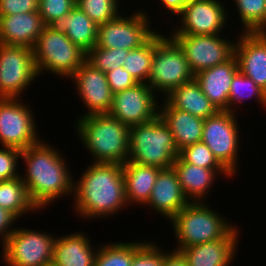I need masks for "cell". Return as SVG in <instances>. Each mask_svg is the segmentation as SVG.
<instances>
[{"mask_svg": "<svg viewBox=\"0 0 266 266\" xmlns=\"http://www.w3.org/2000/svg\"><path fill=\"white\" fill-rule=\"evenodd\" d=\"M44 142L41 139L21 151V160L26 165L25 175L21 178L39 211L62 196L74 194V178L62 152Z\"/></svg>", "mask_w": 266, "mask_h": 266, "instance_id": "6da1fadb", "label": "cell"}, {"mask_svg": "<svg viewBox=\"0 0 266 266\" xmlns=\"http://www.w3.org/2000/svg\"><path fill=\"white\" fill-rule=\"evenodd\" d=\"M74 180V211L79 217L103 218L124 210L128 203L122 165L91 163L80 179Z\"/></svg>", "mask_w": 266, "mask_h": 266, "instance_id": "7a4b0ae2", "label": "cell"}, {"mask_svg": "<svg viewBox=\"0 0 266 266\" xmlns=\"http://www.w3.org/2000/svg\"><path fill=\"white\" fill-rule=\"evenodd\" d=\"M77 119L76 134L94 157L92 163L124 165L128 161L130 127L110 114L78 116Z\"/></svg>", "mask_w": 266, "mask_h": 266, "instance_id": "3957f363", "label": "cell"}, {"mask_svg": "<svg viewBox=\"0 0 266 266\" xmlns=\"http://www.w3.org/2000/svg\"><path fill=\"white\" fill-rule=\"evenodd\" d=\"M178 156L173 134L159 114L130 127L128 162L164 169L172 167Z\"/></svg>", "mask_w": 266, "mask_h": 266, "instance_id": "277c9868", "label": "cell"}, {"mask_svg": "<svg viewBox=\"0 0 266 266\" xmlns=\"http://www.w3.org/2000/svg\"><path fill=\"white\" fill-rule=\"evenodd\" d=\"M206 202H189L171 220L176 249L223 238L234 225Z\"/></svg>", "mask_w": 266, "mask_h": 266, "instance_id": "5b68a950", "label": "cell"}, {"mask_svg": "<svg viewBox=\"0 0 266 266\" xmlns=\"http://www.w3.org/2000/svg\"><path fill=\"white\" fill-rule=\"evenodd\" d=\"M184 51L170 36L154 34V55L147 84L164 98L175 88L194 79Z\"/></svg>", "mask_w": 266, "mask_h": 266, "instance_id": "8992f818", "label": "cell"}, {"mask_svg": "<svg viewBox=\"0 0 266 266\" xmlns=\"http://www.w3.org/2000/svg\"><path fill=\"white\" fill-rule=\"evenodd\" d=\"M38 76L43 70L70 78L86 61V52L75 45L63 32L45 26L33 47Z\"/></svg>", "mask_w": 266, "mask_h": 266, "instance_id": "52a82bcc", "label": "cell"}, {"mask_svg": "<svg viewBox=\"0 0 266 266\" xmlns=\"http://www.w3.org/2000/svg\"><path fill=\"white\" fill-rule=\"evenodd\" d=\"M15 227L2 248L5 266H51L55 235Z\"/></svg>", "mask_w": 266, "mask_h": 266, "instance_id": "ba28073f", "label": "cell"}, {"mask_svg": "<svg viewBox=\"0 0 266 266\" xmlns=\"http://www.w3.org/2000/svg\"><path fill=\"white\" fill-rule=\"evenodd\" d=\"M235 112L219 110L204 119L201 142L205 143L218 162L232 175L237 174L240 131Z\"/></svg>", "mask_w": 266, "mask_h": 266, "instance_id": "9c48e42d", "label": "cell"}, {"mask_svg": "<svg viewBox=\"0 0 266 266\" xmlns=\"http://www.w3.org/2000/svg\"><path fill=\"white\" fill-rule=\"evenodd\" d=\"M37 76L33 49L0 43V98H20Z\"/></svg>", "mask_w": 266, "mask_h": 266, "instance_id": "30bf717a", "label": "cell"}, {"mask_svg": "<svg viewBox=\"0 0 266 266\" xmlns=\"http://www.w3.org/2000/svg\"><path fill=\"white\" fill-rule=\"evenodd\" d=\"M121 14L97 26L96 45L105 49H136L145 44L157 31L150 27L146 11H136L128 17Z\"/></svg>", "mask_w": 266, "mask_h": 266, "instance_id": "8fae6325", "label": "cell"}, {"mask_svg": "<svg viewBox=\"0 0 266 266\" xmlns=\"http://www.w3.org/2000/svg\"><path fill=\"white\" fill-rule=\"evenodd\" d=\"M21 98H0V144L24 150L41 140L30 107Z\"/></svg>", "mask_w": 266, "mask_h": 266, "instance_id": "7c38bea8", "label": "cell"}, {"mask_svg": "<svg viewBox=\"0 0 266 266\" xmlns=\"http://www.w3.org/2000/svg\"><path fill=\"white\" fill-rule=\"evenodd\" d=\"M216 35H171L184 51L193 74L225 63L235 55V43Z\"/></svg>", "mask_w": 266, "mask_h": 266, "instance_id": "4fadbf2b", "label": "cell"}, {"mask_svg": "<svg viewBox=\"0 0 266 266\" xmlns=\"http://www.w3.org/2000/svg\"><path fill=\"white\" fill-rule=\"evenodd\" d=\"M156 93L147 83H137L113 95V104L109 114L128 127L153 120L159 110Z\"/></svg>", "mask_w": 266, "mask_h": 266, "instance_id": "5bb4252c", "label": "cell"}, {"mask_svg": "<svg viewBox=\"0 0 266 266\" xmlns=\"http://www.w3.org/2000/svg\"><path fill=\"white\" fill-rule=\"evenodd\" d=\"M220 0H193L178 15L182 23L171 35H216L228 21Z\"/></svg>", "mask_w": 266, "mask_h": 266, "instance_id": "9a60e30c", "label": "cell"}, {"mask_svg": "<svg viewBox=\"0 0 266 266\" xmlns=\"http://www.w3.org/2000/svg\"><path fill=\"white\" fill-rule=\"evenodd\" d=\"M70 78L74 79L76 93L88 108L81 117L109 114L113 104V94L105 73L85 61Z\"/></svg>", "mask_w": 266, "mask_h": 266, "instance_id": "2e32d148", "label": "cell"}, {"mask_svg": "<svg viewBox=\"0 0 266 266\" xmlns=\"http://www.w3.org/2000/svg\"><path fill=\"white\" fill-rule=\"evenodd\" d=\"M235 42L239 70L266 92V32H242Z\"/></svg>", "mask_w": 266, "mask_h": 266, "instance_id": "e0dca14e", "label": "cell"}, {"mask_svg": "<svg viewBox=\"0 0 266 266\" xmlns=\"http://www.w3.org/2000/svg\"><path fill=\"white\" fill-rule=\"evenodd\" d=\"M236 225L221 239L173 249L180 251L189 266H229L235 258L238 246L239 230Z\"/></svg>", "mask_w": 266, "mask_h": 266, "instance_id": "ac0fdd59", "label": "cell"}, {"mask_svg": "<svg viewBox=\"0 0 266 266\" xmlns=\"http://www.w3.org/2000/svg\"><path fill=\"white\" fill-rule=\"evenodd\" d=\"M188 203L174 168L161 169L146 206L171 220Z\"/></svg>", "mask_w": 266, "mask_h": 266, "instance_id": "d6986e66", "label": "cell"}, {"mask_svg": "<svg viewBox=\"0 0 266 266\" xmlns=\"http://www.w3.org/2000/svg\"><path fill=\"white\" fill-rule=\"evenodd\" d=\"M238 71V60L234 55L225 63L195 74L194 79L218 110H229L230 84Z\"/></svg>", "mask_w": 266, "mask_h": 266, "instance_id": "ffe728a7", "label": "cell"}, {"mask_svg": "<svg viewBox=\"0 0 266 266\" xmlns=\"http://www.w3.org/2000/svg\"><path fill=\"white\" fill-rule=\"evenodd\" d=\"M44 27L39 11L0 16V43L33 49Z\"/></svg>", "mask_w": 266, "mask_h": 266, "instance_id": "44dd1931", "label": "cell"}, {"mask_svg": "<svg viewBox=\"0 0 266 266\" xmlns=\"http://www.w3.org/2000/svg\"><path fill=\"white\" fill-rule=\"evenodd\" d=\"M182 190L189 202H204L209 193L210 186H213L215 177L232 175L226 169H207L190 163H185L179 156L172 165Z\"/></svg>", "mask_w": 266, "mask_h": 266, "instance_id": "7402d4cb", "label": "cell"}, {"mask_svg": "<svg viewBox=\"0 0 266 266\" xmlns=\"http://www.w3.org/2000/svg\"><path fill=\"white\" fill-rule=\"evenodd\" d=\"M159 106V115L167 123L173 134L178 151L201 142L204 119L191 115L188 112L174 108L166 99Z\"/></svg>", "mask_w": 266, "mask_h": 266, "instance_id": "603a6c76", "label": "cell"}, {"mask_svg": "<svg viewBox=\"0 0 266 266\" xmlns=\"http://www.w3.org/2000/svg\"><path fill=\"white\" fill-rule=\"evenodd\" d=\"M90 243L81 232L57 237L51 266H94L97 249Z\"/></svg>", "mask_w": 266, "mask_h": 266, "instance_id": "cb8c5ba5", "label": "cell"}, {"mask_svg": "<svg viewBox=\"0 0 266 266\" xmlns=\"http://www.w3.org/2000/svg\"><path fill=\"white\" fill-rule=\"evenodd\" d=\"M97 26L77 5L67 15L48 25L53 31L65 33L86 53L96 45Z\"/></svg>", "mask_w": 266, "mask_h": 266, "instance_id": "d4e9b609", "label": "cell"}, {"mask_svg": "<svg viewBox=\"0 0 266 266\" xmlns=\"http://www.w3.org/2000/svg\"><path fill=\"white\" fill-rule=\"evenodd\" d=\"M122 169L128 205H146L161 168L127 161Z\"/></svg>", "mask_w": 266, "mask_h": 266, "instance_id": "484cf974", "label": "cell"}, {"mask_svg": "<svg viewBox=\"0 0 266 266\" xmlns=\"http://www.w3.org/2000/svg\"><path fill=\"white\" fill-rule=\"evenodd\" d=\"M165 99L174 108L188 112L201 119H206L219 111L202 92L195 79L175 88Z\"/></svg>", "mask_w": 266, "mask_h": 266, "instance_id": "4316f807", "label": "cell"}, {"mask_svg": "<svg viewBox=\"0 0 266 266\" xmlns=\"http://www.w3.org/2000/svg\"><path fill=\"white\" fill-rule=\"evenodd\" d=\"M0 207L8 210L17 219L30 211L38 210L32 203L21 176L0 181Z\"/></svg>", "mask_w": 266, "mask_h": 266, "instance_id": "83f0119b", "label": "cell"}, {"mask_svg": "<svg viewBox=\"0 0 266 266\" xmlns=\"http://www.w3.org/2000/svg\"><path fill=\"white\" fill-rule=\"evenodd\" d=\"M154 55V35L142 46L132 49L124 58L123 68L138 83H147Z\"/></svg>", "mask_w": 266, "mask_h": 266, "instance_id": "f1b7e54d", "label": "cell"}, {"mask_svg": "<svg viewBox=\"0 0 266 266\" xmlns=\"http://www.w3.org/2000/svg\"><path fill=\"white\" fill-rule=\"evenodd\" d=\"M243 32H266V0H233Z\"/></svg>", "mask_w": 266, "mask_h": 266, "instance_id": "f546056e", "label": "cell"}, {"mask_svg": "<svg viewBox=\"0 0 266 266\" xmlns=\"http://www.w3.org/2000/svg\"><path fill=\"white\" fill-rule=\"evenodd\" d=\"M254 97L257 102L266 107V92L258 87L251 78L246 77L239 70L234 75L232 83L230 84L229 111L235 112L234 109L236 104H242L245 99H254Z\"/></svg>", "mask_w": 266, "mask_h": 266, "instance_id": "4dcf8cb0", "label": "cell"}, {"mask_svg": "<svg viewBox=\"0 0 266 266\" xmlns=\"http://www.w3.org/2000/svg\"><path fill=\"white\" fill-rule=\"evenodd\" d=\"M135 254L134 242H115L97 247L94 266H131Z\"/></svg>", "mask_w": 266, "mask_h": 266, "instance_id": "1f68e13d", "label": "cell"}, {"mask_svg": "<svg viewBox=\"0 0 266 266\" xmlns=\"http://www.w3.org/2000/svg\"><path fill=\"white\" fill-rule=\"evenodd\" d=\"M119 0H76V5L97 25L120 15Z\"/></svg>", "mask_w": 266, "mask_h": 266, "instance_id": "d6a6232c", "label": "cell"}, {"mask_svg": "<svg viewBox=\"0 0 266 266\" xmlns=\"http://www.w3.org/2000/svg\"><path fill=\"white\" fill-rule=\"evenodd\" d=\"M130 50L105 49L94 46L86 53V61L103 73L123 67L124 58Z\"/></svg>", "mask_w": 266, "mask_h": 266, "instance_id": "836d02e7", "label": "cell"}, {"mask_svg": "<svg viewBox=\"0 0 266 266\" xmlns=\"http://www.w3.org/2000/svg\"><path fill=\"white\" fill-rule=\"evenodd\" d=\"M179 157L185 162L207 169H225L215 158L209 147L198 142L179 151Z\"/></svg>", "mask_w": 266, "mask_h": 266, "instance_id": "e575fe53", "label": "cell"}, {"mask_svg": "<svg viewBox=\"0 0 266 266\" xmlns=\"http://www.w3.org/2000/svg\"><path fill=\"white\" fill-rule=\"evenodd\" d=\"M161 250L153 241H135V254L131 266H163L165 250Z\"/></svg>", "mask_w": 266, "mask_h": 266, "instance_id": "d590c367", "label": "cell"}, {"mask_svg": "<svg viewBox=\"0 0 266 266\" xmlns=\"http://www.w3.org/2000/svg\"><path fill=\"white\" fill-rule=\"evenodd\" d=\"M76 6V0H38V11L45 26L67 15Z\"/></svg>", "mask_w": 266, "mask_h": 266, "instance_id": "8d00e7d4", "label": "cell"}, {"mask_svg": "<svg viewBox=\"0 0 266 266\" xmlns=\"http://www.w3.org/2000/svg\"><path fill=\"white\" fill-rule=\"evenodd\" d=\"M18 159H21V150L12 147L0 148V181L21 176L17 170Z\"/></svg>", "mask_w": 266, "mask_h": 266, "instance_id": "74e56055", "label": "cell"}, {"mask_svg": "<svg viewBox=\"0 0 266 266\" xmlns=\"http://www.w3.org/2000/svg\"><path fill=\"white\" fill-rule=\"evenodd\" d=\"M105 75L113 95L138 83L123 67L108 71Z\"/></svg>", "mask_w": 266, "mask_h": 266, "instance_id": "f35d334b", "label": "cell"}, {"mask_svg": "<svg viewBox=\"0 0 266 266\" xmlns=\"http://www.w3.org/2000/svg\"><path fill=\"white\" fill-rule=\"evenodd\" d=\"M38 11V0H0V16Z\"/></svg>", "mask_w": 266, "mask_h": 266, "instance_id": "ab89813d", "label": "cell"}, {"mask_svg": "<svg viewBox=\"0 0 266 266\" xmlns=\"http://www.w3.org/2000/svg\"><path fill=\"white\" fill-rule=\"evenodd\" d=\"M16 220L17 218L12 213L0 207V239L2 238V248L8 236L15 230V227L12 228L11 224L15 223Z\"/></svg>", "mask_w": 266, "mask_h": 266, "instance_id": "60d3db41", "label": "cell"}, {"mask_svg": "<svg viewBox=\"0 0 266 266\" xmlns=\"http://www.w3.org/2000/svg\"><path fill=\"white\" fill-rule=\"evenodd\" d=\"M171 252L164 253L163 266H189L186 258L180 251L172 250Z\"/></svg>", "mask_w": 266, "mask_h": 266, "instance_id": "b9f144b4", "label": "cell"}, {"mask_svg": "<svg viewBox=\"0 0 266 266\" xmlns=\"http://www.w3.org/2000/svg\"><path fill=\"white\" fill-rule=\"evenodd\" d=\"M193 0H159L162 6L168 11V13H173L179 15L184 6L189 4Z\"/></svg>", "mask_w": 266, "mask_h": 266, "instance_id": "7bdbcfd3", "label": "cell"}]
</instances>
